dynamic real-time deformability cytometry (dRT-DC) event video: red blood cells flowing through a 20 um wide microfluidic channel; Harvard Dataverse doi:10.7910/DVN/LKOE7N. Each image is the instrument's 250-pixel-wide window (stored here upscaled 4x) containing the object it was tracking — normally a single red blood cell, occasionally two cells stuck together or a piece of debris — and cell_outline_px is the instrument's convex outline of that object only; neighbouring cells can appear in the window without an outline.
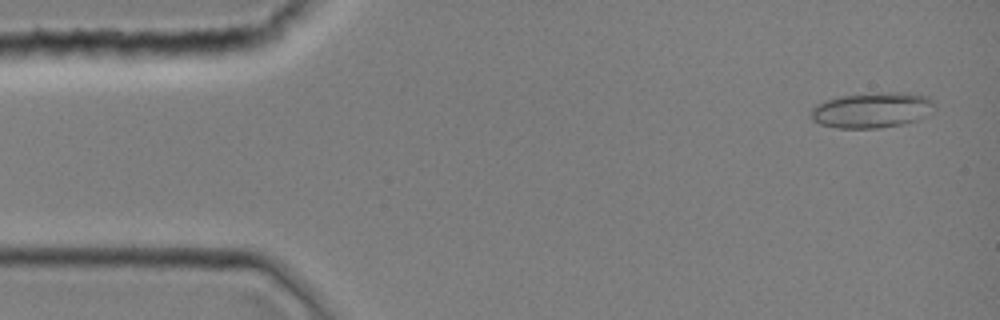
{"species": "common noctule bat (a hibernating species)", "species_latin": "Nyctalus noctula", "temperature_condition": "room temperature", "stored_images_in_passage": 43, "camera_frame_rate_fps": 3000, "um_per_image_px": 0.085, "animal": {"sex": "female", "body_mass_g": 19.0, "forearm_length_mm": 51.5}, "frame": {"image": 1, "passage_image": 2, "time_ms": 0.333, "image_size_px": [1000, 320], "cell_outline_px": [[936, 108], [928, 116], [916, 120], [900, 124], [876, 128], [840, 128], [820, 124], [812, 120], [812, 108], [816, 104], [824, 100], [840, 96], [876, 92], [908, 92], [928, 96], [936, 104]], "centroid_in_image_um": [74.17, 9.34], "position_along_channel_um": 10.8, "area_um2": 25.84}}
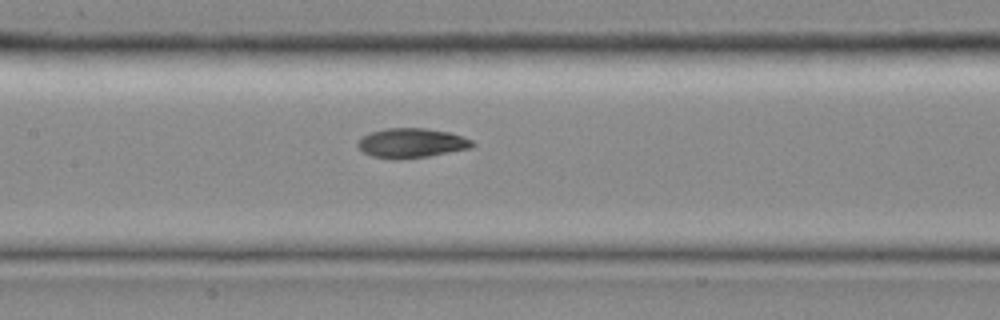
{"frame": {"image": 2, "passage_image": 20, "time_ms": 6.333, "image_size_px": [1000, 320], "cell_outline_px": [[476, 144], [472, 148], [428, 156], [400, 160], [392, 160], [372, 156], [364, 152], [356, 144], [364, 136], [372, 132], [384, 128], [424, 128], [448, 132], [464, 136], [472, 140]], "centroid_in_image_um": [35.01, 12.17], "position_along_channel_um": 172.4, "area_um2": 19.83}}
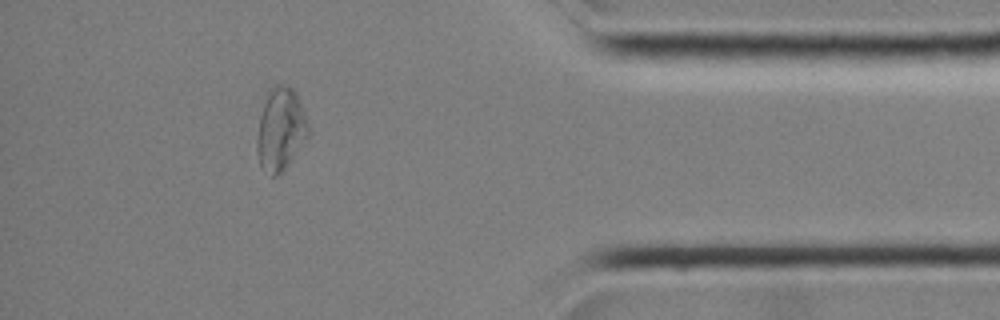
{"frame": {"image": 3, "passage_image": 38, "time_ms": 12.333, "image_size_px": [1000, 320], "cell_outline_px": [[308, 136], [280, 176], [272, 176], [260, 164], [256, 152], [256, 140], [260, 116], [268, 88], [276, 84], [288, 84], [296, 92], [304, 112], [308, 124]], "centroid_in_image_um": [23.83, 10.96], "position_along_channel_um": 411.4, "area_um2": 24.8}}